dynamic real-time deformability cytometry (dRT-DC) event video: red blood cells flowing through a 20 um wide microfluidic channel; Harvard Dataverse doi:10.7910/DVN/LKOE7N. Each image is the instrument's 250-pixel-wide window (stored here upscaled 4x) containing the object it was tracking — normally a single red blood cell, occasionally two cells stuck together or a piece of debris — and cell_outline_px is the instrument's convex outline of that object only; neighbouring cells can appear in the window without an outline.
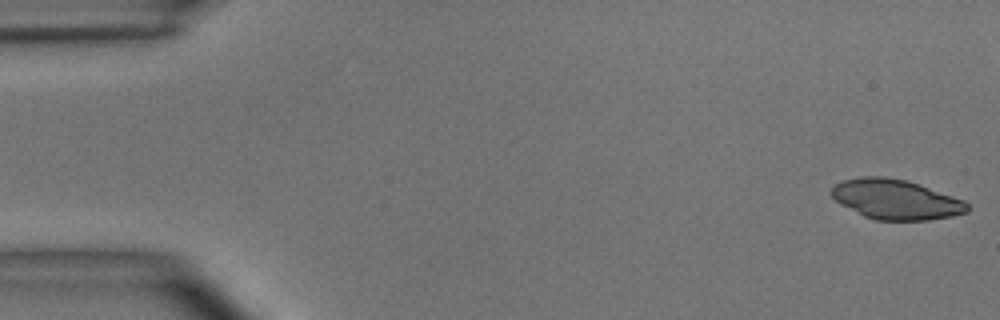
{"species": "common noctule bat (a hibernating species)", "species_latin": "Nyctalus noctula", "temperature_condition": "room temperature", "stored_images_in_passage": 12, "camera_frame_rate_fps": 3000, "um_per_image_px": 0.085, "animal": {"sex": "male", "body_mass_g": 15.6}, "frame": {"image": 1, "passage_image": 1, "time_ms": 0.0, "image_size_px": [1000, 320], "cell_outline_px": [[968, 212], [952, 216], [928, 220], [876, 220], [864, 216], [840, 204], [828, 192], [836, 184], [844, 180], [860, 176], [884, 176], [904, 180], [964, 200], [968, 204]], "centroid_in_image_um": [76.11, 16.96], "position_along_channel_um": 8.9, "area_um2": 31.27}}